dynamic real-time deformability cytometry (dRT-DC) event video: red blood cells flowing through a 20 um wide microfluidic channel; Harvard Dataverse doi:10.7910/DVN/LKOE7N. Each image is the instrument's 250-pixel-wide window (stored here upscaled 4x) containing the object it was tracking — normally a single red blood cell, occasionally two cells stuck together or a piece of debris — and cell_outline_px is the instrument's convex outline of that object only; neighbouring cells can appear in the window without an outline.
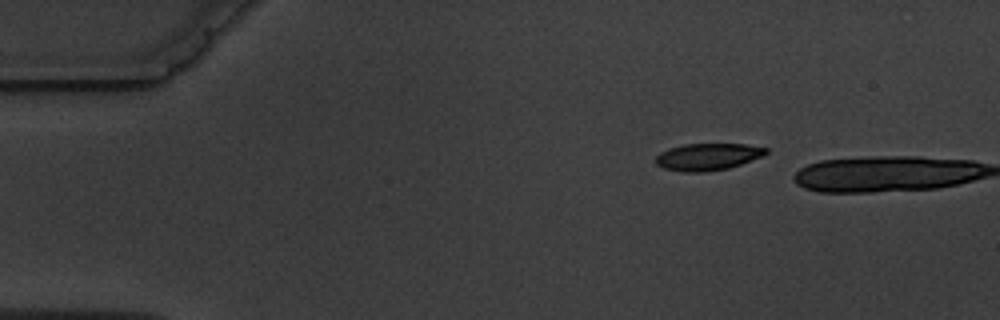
{"species": "common noctule bat (a hibernating species)", "species_latin": "Nyctalus noctula", "temperature_condition": "warm", "stored_images_in_passage": 2, "camera_frame_rate_fps": 3000, "um_per_image_px": 0.085, "animal": {"sex": "male", "body_mass_g": 19.5, "forearm_length_mm": 54.6}, "frame": {"image": 1, "passage_image": 1, "time_ms": 0.0, "image_size_px": [1000, 320], "cell_outline_px": [[768, 152], [764, 156], [728, 168], [704, 172], [684, 172], [664, 168], [656, 164], [656, 156], [660, 152], [668, 148], [684, 144], [744, 144], [768, 148]], "centroid_in_image_um": [60.16, 13.32], "position_along_channel_um": 24.8, "area_um2": 17.34}}